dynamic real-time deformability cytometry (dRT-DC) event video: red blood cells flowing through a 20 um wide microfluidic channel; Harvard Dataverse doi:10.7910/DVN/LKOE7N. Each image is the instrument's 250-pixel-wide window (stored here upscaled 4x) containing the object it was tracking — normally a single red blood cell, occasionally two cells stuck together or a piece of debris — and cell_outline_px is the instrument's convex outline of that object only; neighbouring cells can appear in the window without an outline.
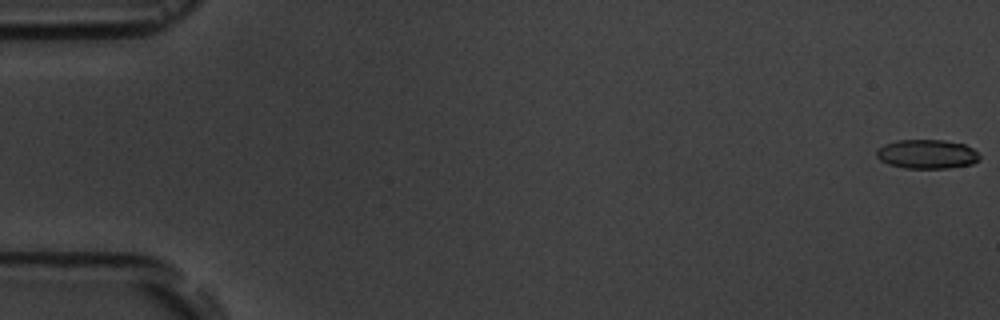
{"species": "common noctule bat (a hibernating species)", "species_latin": "Nyctalus noctula", "temperature_condition": "room temperature", "stored_images_in_passage": 6, "camera_frame_rate_fps": 3000, "um_per_image_px": 0.085, "animal": {"sex": "male", "body_mass_g": 19.5, "forearm_length_mm": 54.6}, "frame": {"image": 1, "passage_image": 1, "time_ms": 0.0, "image_size_px": [1000, 320], "cell_outline_px": [[980, 160], [972, 164], [948, 168], [904, 168], [888, 164], [880, 160], [876, 156], [876, 152], [884, 144], [896, 140], [944, 140], [964, 144], [972, 148], [980, 156]], "centroid_in_image_um": [78.79, 13.1], "position_along_channel_um": 6.2, "area_um2": 17.51}}
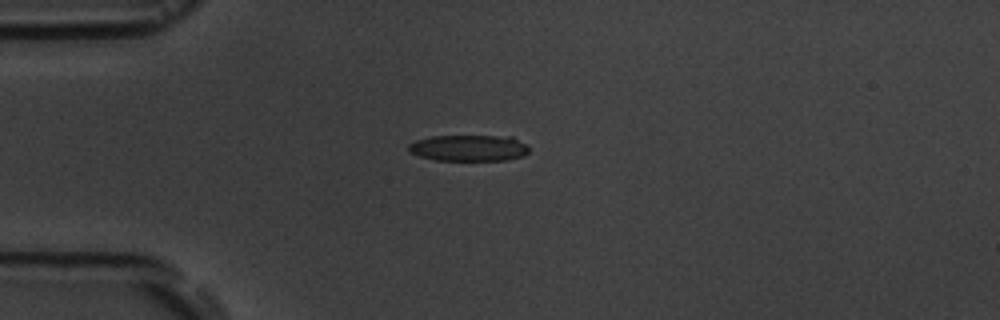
{"frame": {"image": 2, "passage_image": 5, "time_ms": 4.667, "image_size_px": [1000, 320], "cell_outline_px": [[528, 152], [524, 156], [504, 160], [436, 160], [420, 156], [408, 152], [408, 144], [416, 140], [432, 136], [512, 136], [524, 144], [528, 148]], "centroid_in_image_um": [39.82, 12.58], "position_along_channel_um": 45.2, "area_um2": 18.38}}
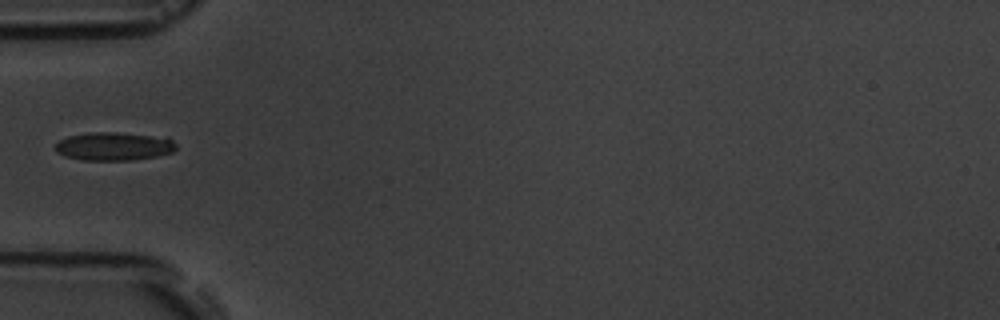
{"frame": {"image": 3, "passage_image": 6, "time_ms": 6.0, "image_size_px": [1000, 320], "cell_outline_px": [[176, 148], [172, 152], [160, 156], [132, 160], [80, 160], [64, 156], [56, 152], [56, 144], [60, 140], [68, 136], [92, 132], [116, 132], [168, 136], [176, 144]], "centroid_in_image_um": [9.73, 12.43], "position_along_channel_um": 75.3, "area_um2": 20.29}}